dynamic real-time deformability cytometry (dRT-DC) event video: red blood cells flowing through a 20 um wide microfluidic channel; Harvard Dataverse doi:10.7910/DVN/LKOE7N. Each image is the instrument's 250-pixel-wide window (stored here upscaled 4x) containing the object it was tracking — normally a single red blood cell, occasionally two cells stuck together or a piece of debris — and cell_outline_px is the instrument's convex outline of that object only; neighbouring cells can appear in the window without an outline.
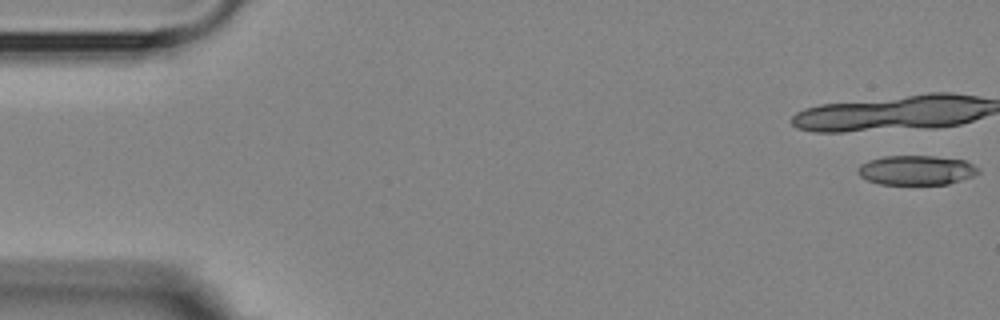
{"species": "Egyptian fruit bat (a non-hibernating species)", "species_latin": "Rousettus aegyptiacus", "temperature_condition": "room temperature", "stored_images_in_passage": 4, "camera_frame_rate_fps": 3000, "um_per_image_px": 0.085, "animal": {"sex": "female"}, "frame": {"image": 1, "passage_image": 1, "time_ms": 0.0, "image_size_px": [1000, 320], "cell_outline_px": [[980, 172], [972, 176], [948, 184], [880, 184], [868, 180], [860, 176], [856, 172], [860, 164], [868, 160], [884, 156], [932, 156], [964, 160], [980, 168]], "centroid_in_image_um": [77.87, 14.46], "position_along_channel_um": 7.1, "area_um2": 20.69}}